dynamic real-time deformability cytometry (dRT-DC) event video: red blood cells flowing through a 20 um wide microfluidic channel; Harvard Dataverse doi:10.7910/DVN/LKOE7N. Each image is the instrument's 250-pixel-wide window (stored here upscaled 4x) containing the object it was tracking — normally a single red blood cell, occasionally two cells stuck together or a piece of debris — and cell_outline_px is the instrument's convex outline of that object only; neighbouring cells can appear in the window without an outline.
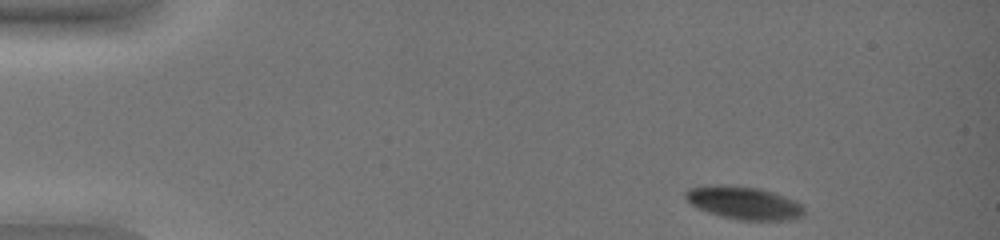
{"species": "common noctule bat (a hibernating species)", "species_latin": "Nyctalus noctula", "temperature_condition": "warm", "stored_images_in_passage": 28, "camera_frame_rate_fps": 3000, "um_per_image_px": 0.085, "animal": {"sex": "female", "body_mass_g": 19.0, "forearm_length_mm": 51.5}, "frame": {"image": 1, "passage_image": 1, "time_ms": 0.0, "image_size_px": [1000, 240], "cell_outline_px": [[804, 216], [792, 220], [740, 220], [720, 216], [708, 212], [692, 204], [684, 196], [684, 192], [688, 188], [716, 184], [724, 184], [760, 188], [796, 200], [804, 208]], "centroid_in_image_um": [63.25, 17.24], "position_along_channel_um": 21.8, "area_um2": 22.83}}
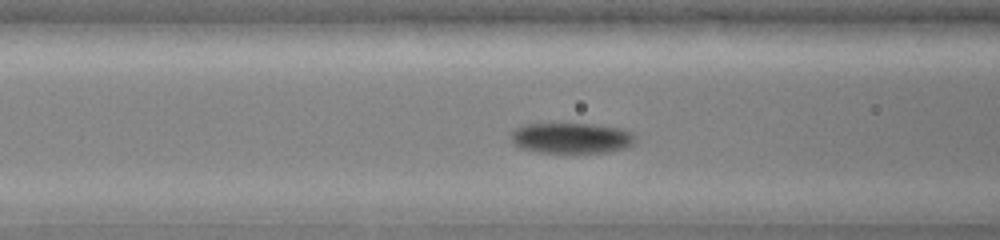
{"frame": {"image": 2, "passage_image": 16, "time_ms": 5.0, "image_size_px": [1000, 240], "cell_outline_px": [[636, 136], [632, 144], [624, 148], [604, 152], [536, 152], [520, 148], [512, 140], [512, 132], [516, 128], [524, 124], [592, 124], [624, 128], [632, 132]], "centroid_in_image_um": [48.59, 11.72], "position_along_channel_um": 118.0, "area_um2": 22.02}}
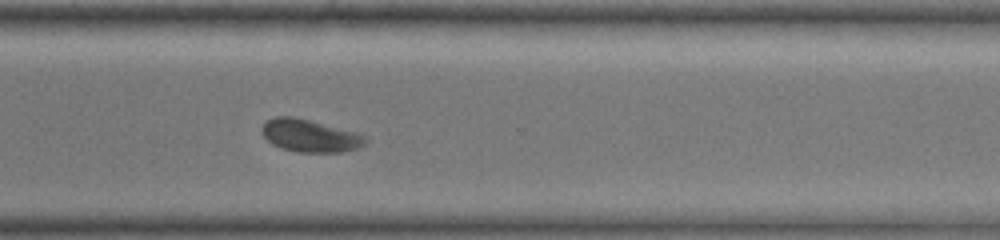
{"frame": {"image": 3, "passage_image": 28, "time_ms": 9.0, "image_size_px": [1000, 240], "cell_outline_px": [[368, 140], [360, 148], [344, 152], [300, 152], [280, 148], [272, 144], [260, 132], [260, 128], [268, 120], [276, 116], [296, 116], [368, 136]], "centroid_in_image_um": [26.35, 11.54], "position_along_channel_um": 344.3, "area_um2": 19.77}}